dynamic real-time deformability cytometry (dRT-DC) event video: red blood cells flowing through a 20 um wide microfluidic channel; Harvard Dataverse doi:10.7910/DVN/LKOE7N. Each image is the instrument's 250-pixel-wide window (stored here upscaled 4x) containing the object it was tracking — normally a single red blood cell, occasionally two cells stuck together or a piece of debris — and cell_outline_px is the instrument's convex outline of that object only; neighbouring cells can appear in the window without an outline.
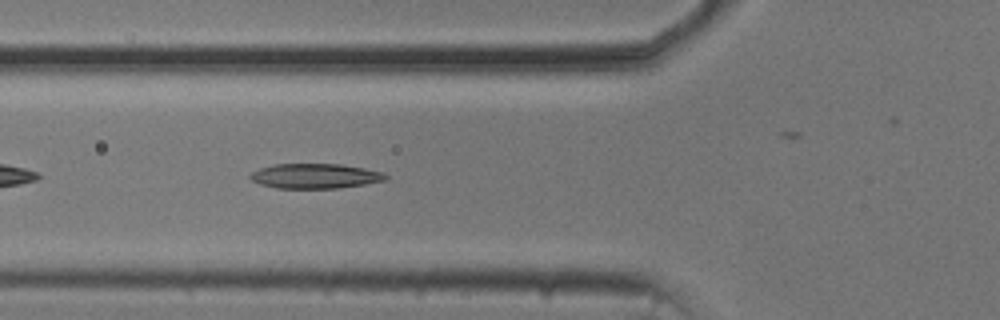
{"species": "common noctule bat (a hibernating species)", "species_latin": "Nyctalus noctula", "temperature_condition": "cold", "stored_images_in_passage": 30, "camera_frame_rate_fps": 3000, "um_per_image_px": 0.085, "animal": {"sex": "male", "body_mass_g": 20.5, "forearm_length_mm": 52.5}, "frame": {"image": 1, "passage_image": 6, "time_ms": 1.667, "image_size_px": [1000, 320], "cell_outline_px": [[388, 180], [364, 184], [336, 188], [276, 188], [260, 184], [252, 180], [248, 176], [252, 172], [260, 168], [272, 164], [340, 164], [364, 168], [384, 172], [388, 176]], "centroid_in_image_um": [26.79, 14.96], "position_along_channel_um": 99.0, "area_um2": 19.65}}
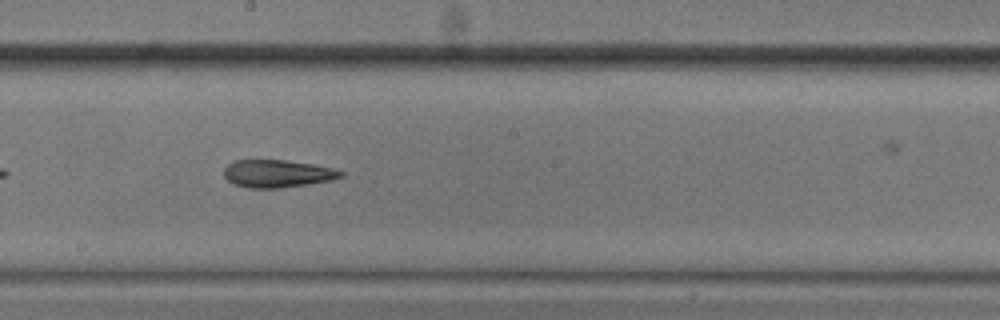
{"frame": {"image": 2, "passage_image": 16, "time_ms": 5.0, "image_size_px": [1000, 320], "cell_outline_px": [[344, 176], [332, 180], [308, 184], [280, 188], [248, 188], [232, 184], [224, 176], [224, 168], [232, 160], [284, 160], [312, 164], [332, 168], [344, 172]], "centroid_in_image_um": [23.55, 14.76], "position_along_channel_um": 224.6, "area_um2": 18.9}}
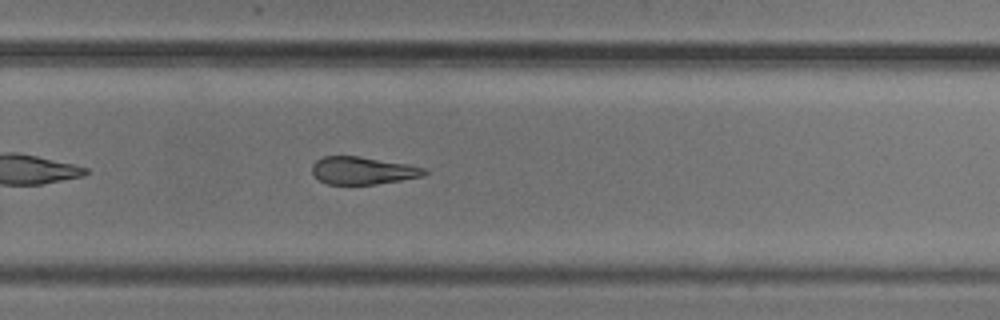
{"frame": {"image": 3, "passage_image": 22, "time_ms": 7.0, "image_size_px": [1000, 320], "cell_outline_px": [[428, 172], [424, 176], [376, 184], [328, 184], [320, 180], [312, 172], [312, 164], [316, 160], [324, 156], [360, 156], [408, 164], [424, 168]], "centroid_in_image_um": [30.84, 14.49], "position_along_channel_um": 299.0, "area_um2": 17.98}}